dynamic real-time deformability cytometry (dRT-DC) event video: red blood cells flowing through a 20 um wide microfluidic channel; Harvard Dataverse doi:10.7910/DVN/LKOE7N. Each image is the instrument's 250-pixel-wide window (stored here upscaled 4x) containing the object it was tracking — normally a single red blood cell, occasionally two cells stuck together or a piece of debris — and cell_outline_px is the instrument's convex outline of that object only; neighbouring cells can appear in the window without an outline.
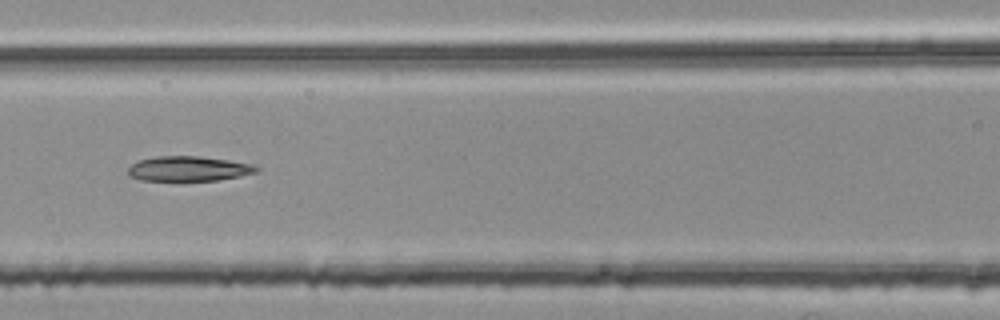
{"species": "common noctule bat (a hibernating species)", "species_latin": "Nyctalus noctula", "temperature_condition": "room temperature", "stored_images_in_passage": 54, "segment_of_instrument_passage": [2, 2], "camera_frame_rate_fps": 3000, "um_per_image_px": 0.085, "animal": {"sex": "female", "body_mass_g": 25.1}, "frame": {"image": 1, "passage_image": 24, "time_ms": 7.667, "image_size_px": [1000, 320], "cell_outline_px": [[260, 168], [256, 172], [240, 176], [216, 180], [140, 180], [128, 176], [128, 168], [132, 164], [140, 160], [156, 156], [200, 156], [228, 160], [252, 164]], "centroid_in_image_um": [16.01, 14.33], "position_along_channel_um": 150.6, "area_um2": 18.5}}
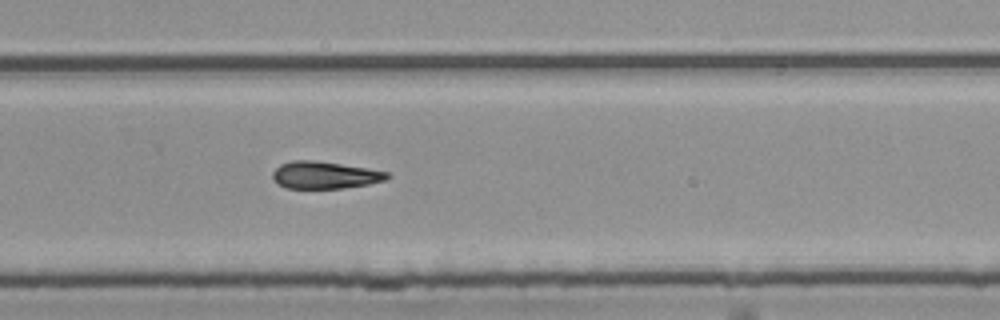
{"frame": {"image": 2, "passage_image": 36, "time_ms": 11.667, "image_size_px": [1000, 320], "cell_outline_px": [[392, 176], [384, 180], [368, 184], [340, 188], [284, 188], [276, 184], [272, 176], [272, 172], [280, 164], [292, 160], [312, 160], [340, 164], [388, 172]], "centroid_in_image_um": [27.55, 14.88], "position_along_channel_um": 302.3, "area_um2": 18.03}}
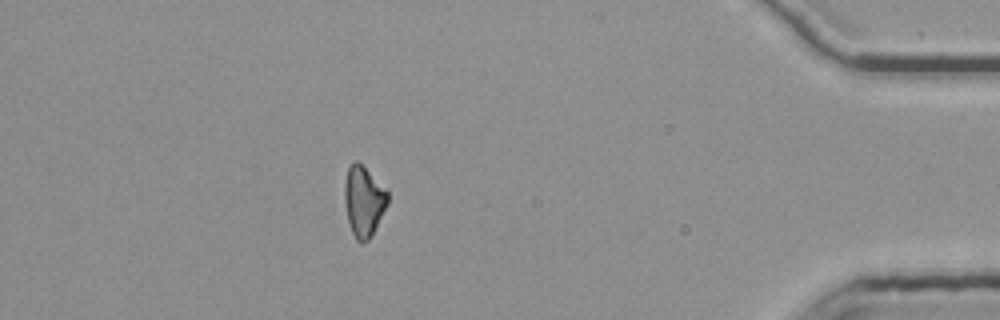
{"frame": {"image": 3, "passage_image": 48, "time_ms": 15.667, "image_size_px": [1000, 320], "cell_outline_px": [[388, 204], [368, 240], [356, 240], [352, 232], [348, 220], [344, 204], [344, 184], [348, 168], [356, 160], [388, 192]], "centroid_in_image_um": [30.89, 17.1], "position_along_channel_um": 404.3, "area_um2": 17.11}}